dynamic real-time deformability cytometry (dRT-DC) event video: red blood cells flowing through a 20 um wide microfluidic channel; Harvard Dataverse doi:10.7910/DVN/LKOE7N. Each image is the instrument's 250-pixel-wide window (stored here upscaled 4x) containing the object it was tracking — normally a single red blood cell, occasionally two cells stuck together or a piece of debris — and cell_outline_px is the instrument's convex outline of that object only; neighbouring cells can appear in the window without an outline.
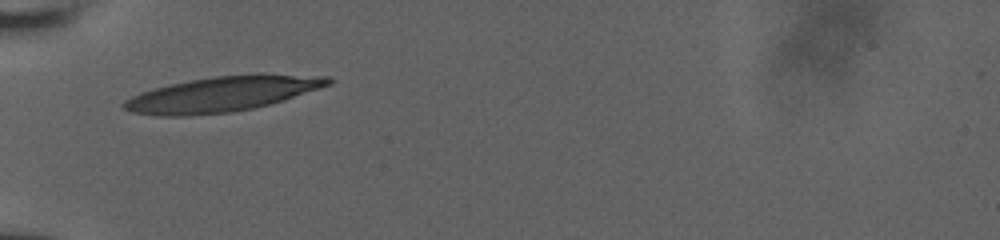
{"species": "human", "species_latin": "Homo sapiens", "temperature_condition": "room temperature", "stored_images_in_passage": 2, "camera_frame_rate_fps": 3000, "um_per_image_px": 0.085, "donor": {"sex": "male"}, "frame": {"image": 1, "passage_image": 1, "time_ms": 0.0, "image_size_px": [1000, 240], "cell_outline_px": [[332, 84], [284, 100], [252, 108], [232, 112], [188, 116], [156, 116], [132, 112], [124, 108], [120, 104], [124, 100], [140, 92], [172, 84], [192, 80], [216, 76], [256, 72], [332, 76]], "centroid_in_image_um": [18.95, 7.97], "position_along_channel_um": 66.0, "area_um2": 42.31}}
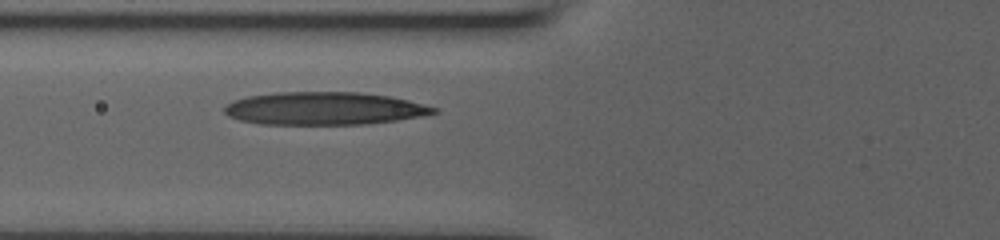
{"frame": {"image": 2, "passage_image": 2, "time_ms": 1.0, "image_size_px": [1000, 240], "cell_outline_px": [[440, 112], [420, 116], [396, 120], [368, 124], [260, 124], [240, 120], [228, 116], [224, 112], [224, 108], [232, 100], [248, 96], [276, 92], [360, 92], [388, 96], [408, 100], [440, 108]], "centroid_in_image_um": [27.57, 9.22], "position_along_channel_um": 98.2, "area_um2": 40.11}}